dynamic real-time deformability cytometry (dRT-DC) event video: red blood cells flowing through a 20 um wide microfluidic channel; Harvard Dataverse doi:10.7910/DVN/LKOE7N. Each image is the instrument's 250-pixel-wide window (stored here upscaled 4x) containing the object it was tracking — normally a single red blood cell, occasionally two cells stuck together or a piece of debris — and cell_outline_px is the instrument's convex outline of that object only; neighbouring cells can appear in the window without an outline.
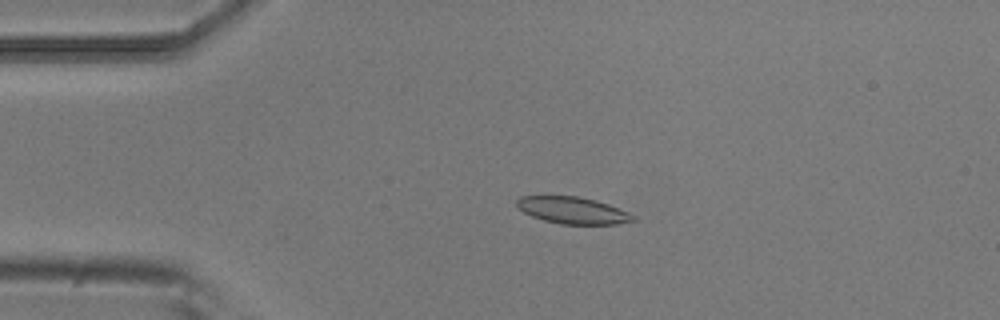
{"species": "common noctule bat (a hibernating species)", "species_latin": "Nyctalus noctula", "temperature_condition": "room temperature", "stored_images_in_passage": 4, "camera_frame_rate_fps": 3000, "um_per_image_px": 0.085, "animal": {"sex": "male", "body_mass_g": 20.5, "forearm_length_mm": 52.5}, "frame": {"image": 1, "passage_image": 3, "time_ms": 0.667, "image_size_px": [1000, 320], "cell_outline_px": [[636, 220], [616, 224], [560, 224], [544, 220], [532, 216], [524, 212], [516, 204], [516, 200], [520, 196], [576, 196], [596, 200], [608, 204], [628, 212], [636, 216]], "centroid_in_image_um": [48.69, 17.88], "position_along_channel_um": 36.3, "area_um2": 18.09}}